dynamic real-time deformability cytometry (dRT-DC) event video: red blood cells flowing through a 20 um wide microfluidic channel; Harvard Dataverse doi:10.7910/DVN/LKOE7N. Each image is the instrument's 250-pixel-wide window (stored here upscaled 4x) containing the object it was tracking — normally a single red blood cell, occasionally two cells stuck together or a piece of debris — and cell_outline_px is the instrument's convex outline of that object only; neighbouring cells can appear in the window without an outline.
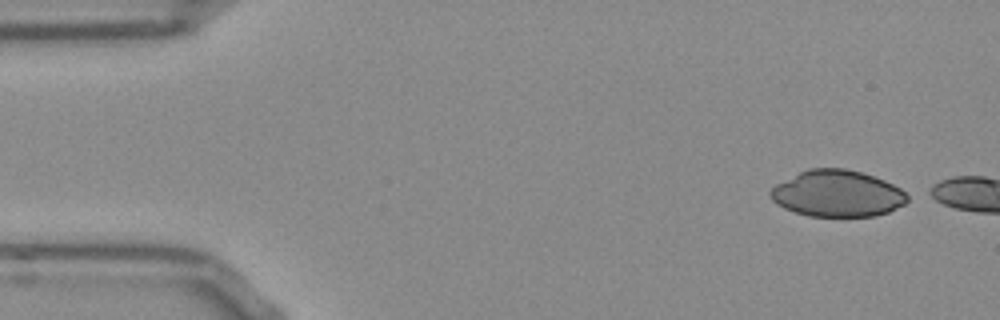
{"species": "Egyptian fruit bat (a non-hibernating species)", "species_latin": "Rousettus aegyptiacus", "temperature_condition": "room temperature", "stored_images_in_passage": 4, "camera_frame_rate_fps": 3000, "um_per_image_px": 0.085, "frame": {"image": 1, "passage_image": 1, "time_ms": 0.0, "image_size_px": [1000, 320], "cell_outline_px": [[908, 200], [904, 204], [888, 212], [876, 216], [808, 216], [784, 208], [776, 204], [772, 200], [768, 192], [776, 184], [808, 168], [844, 168], [860, 172], [884, 180], [900, 188], [908, 196]], "centroid_in_image_um": [71.15, 16.46], "position_along_channel_um": 13.8, "area_um2": 36.93}}